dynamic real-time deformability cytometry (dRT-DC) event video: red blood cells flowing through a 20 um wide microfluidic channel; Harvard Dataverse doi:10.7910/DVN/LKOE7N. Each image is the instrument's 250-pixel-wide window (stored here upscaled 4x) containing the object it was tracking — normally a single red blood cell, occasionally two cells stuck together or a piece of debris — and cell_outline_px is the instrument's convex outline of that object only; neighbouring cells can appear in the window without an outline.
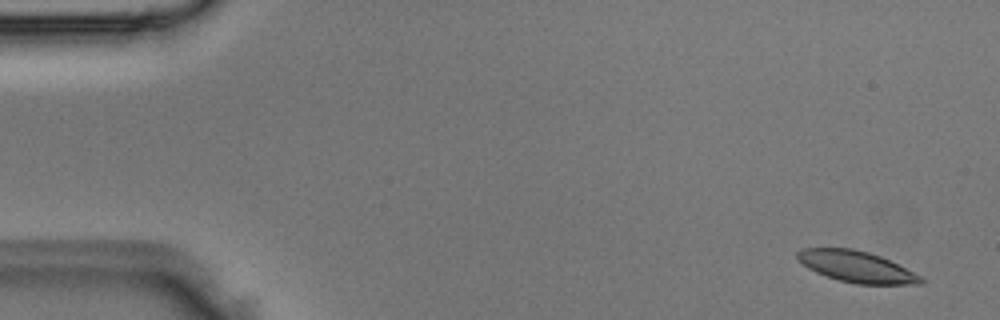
{"species": "Egyptian fruit bat (a non-hibernating species)", "species_latin": "Rousettus aegyptiacus", "temperature_condition": "room temperature", "stored_images_in_passage": 4, "camera_frame_rate_fps": 3000, "um_per_image_px": 0.085, "animal": {"sex": "male"}, "frame": {"image": 1, "passage_image": 1, "time_ms": 0.0, "image_size_px": [1000, 320], "cell_outline_px": [[924, 284], [856, 284], [840, 280], [816, 272], [808, 268], [796, 256], [796, 252], [804, 248], [852, 248], [868, 252], [880, 256], [920, 276], [924, 280]], "centroid_in_image_um": [72.79, 22.66], "position_along_channel_um": 12.2, "area_um2": 22.02}}
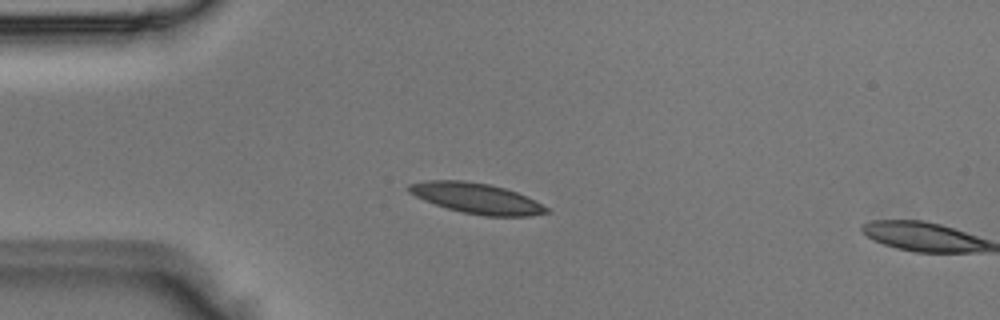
{"frame": {"image": 2, "passage_image": 3, "time_ms": 0.667, "image_size_px": [1000, 320], "cell_outline_px": [[552, 212], [528, 216], [484, 216], [464, 212], [448, 208], [424, 200], [408, 192], [404, 188], [408, 184], [428, 180], [464, 180], [488, 184], [504, 188], [516, 192], [548, 208]], "centroid_in_image_um": [40.46, 16.85], "position_along_channel_um": 44.5, "area_um2": 24.16}}